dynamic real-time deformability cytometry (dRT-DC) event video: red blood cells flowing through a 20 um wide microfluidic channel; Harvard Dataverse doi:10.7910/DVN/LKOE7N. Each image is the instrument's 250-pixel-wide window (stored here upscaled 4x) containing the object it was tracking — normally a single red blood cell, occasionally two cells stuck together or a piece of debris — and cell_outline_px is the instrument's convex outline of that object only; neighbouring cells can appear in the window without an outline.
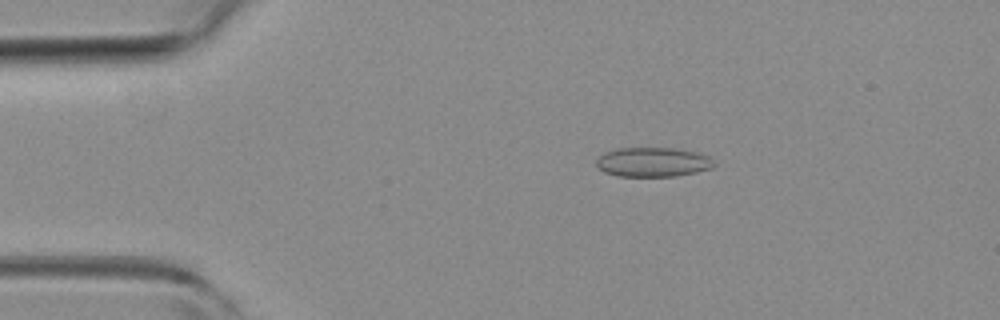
{"species": "common noctule bat (a hibernating species)", "species_latin": "Nyctalus noctula", "temperature_condition": "room temperature", "stored_images_in_passage": 47, "camera_frame_rate_fps": 3000, "um_per_image_px": 0.085, "animal": {"sex": "female", "body_mass_g": 19.3, "forearm_length_mm": 54.1}, "frame": {"image": 1, "passage_image": 6, "time_ms": 1.667, "image_size_px": [1000, 320], "cell_outline_px": [[716, 164], [712, 168], [696, 172], [676, 176], [616, 176], [604, 172], [596, 168], [596, 160], [604, 152], [616, 148], [672, 148], [700, 152], [712, 156]], "centroid_in_image_um": [55.52, 13.77], "position_along_channel_um": 29.5, "area_um2": 20.58}}
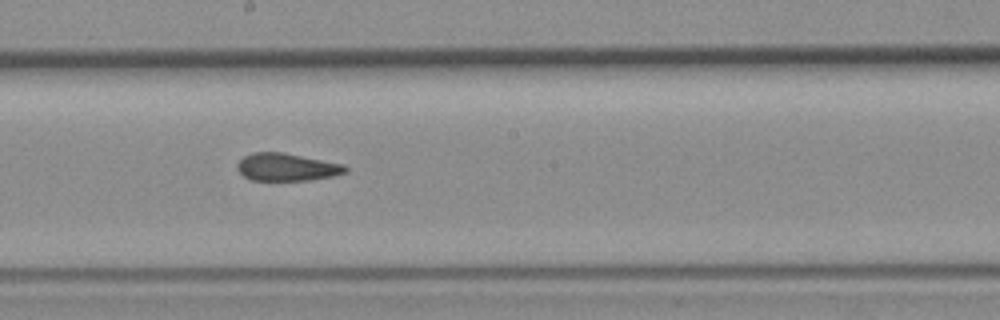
{"frame": {"image": 2, "passage_image": 24, "time_ms": 7.667, "image_size_px": [1000, 320], "cell_outline_px": [[348, 172], [332, 176], [312, 180], [252, 180], [244, 176], [236, 168], [236, 164], [244, 156], [252, 152], [284, 152], [344, 164], [348, 168]], "centroid_in_image_um": [24.39, 14.2], "position_along_channel_um": 223.8, "area_um2": 17.51}}
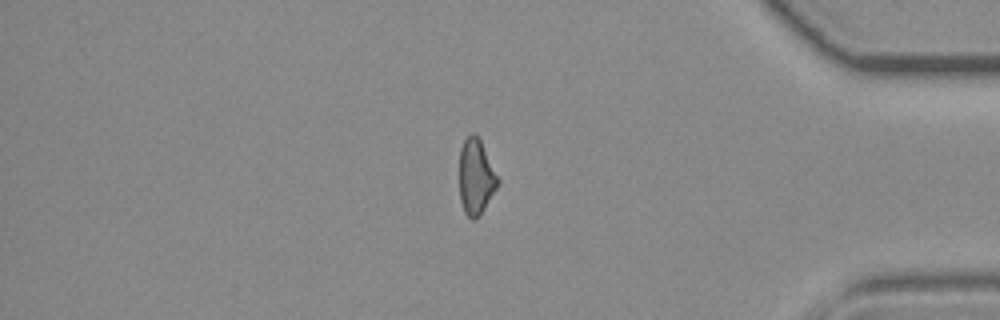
{"frame": {"image": 3, "passage_image": 39, "time_ms": 12.667, "image_size_px": [1000, 320], "cell_outline_px": [[500, 180], [496, 188], [484, 208], [476, 220], [472, 220], [464, 212], [460, 200], [460, 148], [464, 140], [472, 132], [480, 140]], "centroid_in_image_um": [40.44, 15.05], "position_along_channel_um": 394.8, "area_um2": 16.65}, "authors_computed_cell_mechanics": {"area_um2": 18.3226, "velocity_mm_per_s": 4.0714, "shape_relaxation_time_tau1_ms": null, "shape_relaxation_time_tau2_ms": 1.8417, "deformation_change_tau1": null, "deformation_change_tau2": 0.1029}}